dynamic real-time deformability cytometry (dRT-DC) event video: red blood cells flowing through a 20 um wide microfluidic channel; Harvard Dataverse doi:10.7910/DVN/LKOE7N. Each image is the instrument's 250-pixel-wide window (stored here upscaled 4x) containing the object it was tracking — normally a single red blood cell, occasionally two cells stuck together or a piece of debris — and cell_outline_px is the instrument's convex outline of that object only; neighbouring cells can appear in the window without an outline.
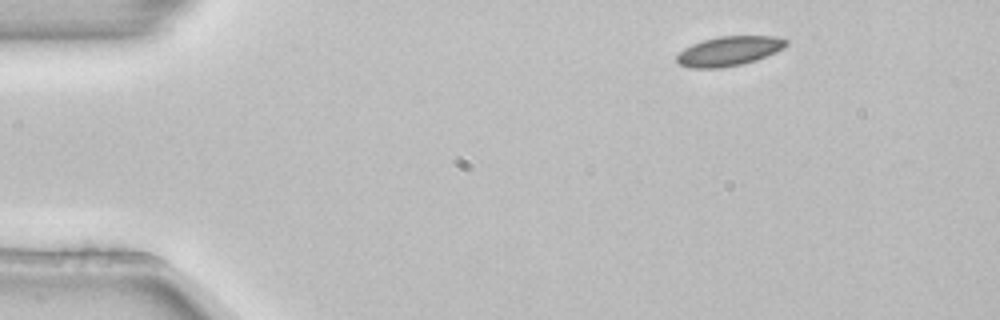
{"species": "common noctule bat (a hibernating species)", "species_latin": "Nyctalus noctula", "temperature_condition": "room temperature", "stored_images_in_passage": 3, "camera_frame_rate_fps": 3000, "um_per_image_px": 0.085, "animal": {"sex": "female", "body_mass_g": 22.7, "forearm_length_mm": 54.2}, "frame": {"image": 1, "passage_image": 1, "time_ms": 0.0, "image_size_px": [1000, 320], "cell_outline_px": [[788, 44], [784, 48], [756, 60], [740, 64], [720, 68], [692, 68], [680, 64], [676, 60], [676, 56], [684, 48], [692, 44], [704, 40], [720, 36], [776, 36], [788, 40]], "centroid_in_image_um": [61.98, 4.33], "position_along_channel_um": 23.0, "area_um2": 18.67}}